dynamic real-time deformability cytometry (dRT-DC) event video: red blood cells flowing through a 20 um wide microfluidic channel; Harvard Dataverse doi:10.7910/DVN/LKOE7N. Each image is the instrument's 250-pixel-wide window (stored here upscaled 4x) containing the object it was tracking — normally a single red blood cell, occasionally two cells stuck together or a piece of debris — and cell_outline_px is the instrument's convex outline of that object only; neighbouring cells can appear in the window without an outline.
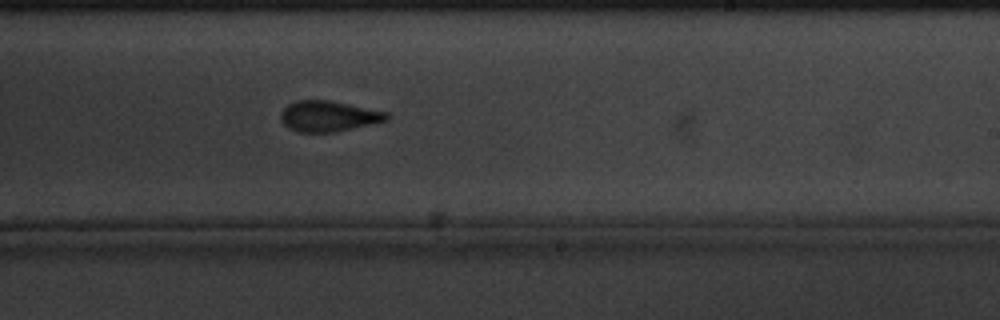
{"species": "common noctule bat (a hibernating species)", "species_latin": "Nyctalus noctula", "temperature_condition": "cold", "stored_images_in_passage": 8, "camera_frame_rate_fps": 3000, "um_per_image_px": 0.085, "animal": {"sex": "male", "body_mass_g": 20.1, "forearm_length_mm": 53.5}, "frame": {"image": 1, "passage_image": 7, "time_ms": 7.0, "image_size_px": [1000, 320], "cell_outline_px": [[388, 120], [336, 132], [296, 132], [288, 128], [280, 120], [280, 112], [288, 104], [296, 100], [332, 100], [388, 112]], "centroid_in_image_um": [27.89, 9.87], "position_along_channel_um": 261.1, "area_um2": 19.13}}